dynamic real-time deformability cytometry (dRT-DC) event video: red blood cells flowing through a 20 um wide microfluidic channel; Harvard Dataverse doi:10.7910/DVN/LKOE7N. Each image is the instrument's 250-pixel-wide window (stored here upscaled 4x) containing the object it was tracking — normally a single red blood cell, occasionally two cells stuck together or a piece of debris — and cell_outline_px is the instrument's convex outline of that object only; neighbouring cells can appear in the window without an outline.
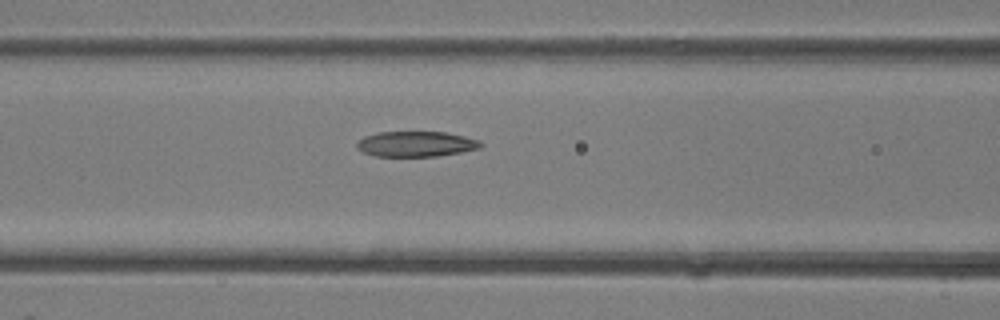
{"species": "common noctule bat (a hibernating species)", "species_latin": "Nyctalus noctula", "temperature_condition": "room temperature", "stored_images_in_passage": 5, "camera_frame_rate_fps": 3000, "um_per_image_px": 0.085, "animal": {"sex": "female"}, "frame": {"image": 1, "passage_image": 5, "time_ms": 1.333, "image_size_px": [1000, 320], "cell_outline_px": [[484, 144], [480, 148], [460, 152], [436, 156], [376, 156], [364, 152], [356, 148], [356, 144], [364, 136], [380, 132], [444, 132], [464, 136], [480, 140]], "centroid_in_image_um": [35.38, 12.23], "position_along_channel_um": 131.2, "area_um2": 18.21}}